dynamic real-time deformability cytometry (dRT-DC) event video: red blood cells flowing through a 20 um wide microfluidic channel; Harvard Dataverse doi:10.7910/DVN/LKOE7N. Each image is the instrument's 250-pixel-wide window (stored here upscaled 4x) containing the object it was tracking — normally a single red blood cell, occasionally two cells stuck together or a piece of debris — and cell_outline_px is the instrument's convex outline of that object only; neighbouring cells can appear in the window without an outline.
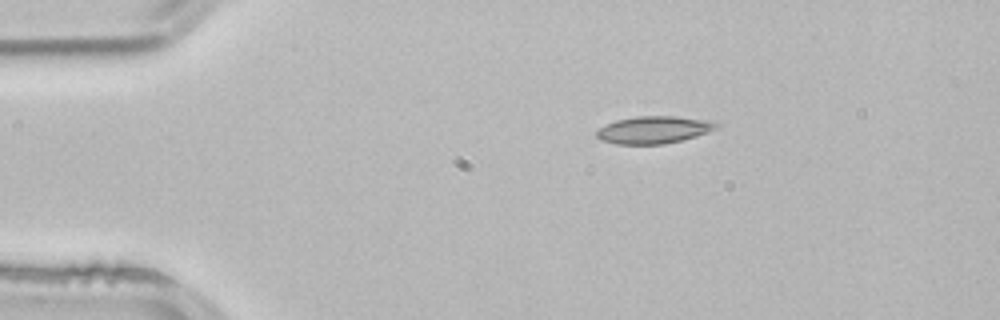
{"species": "common noctule bat (a hibernating species)", "species_latin": "Nyctalus noctula", "temperature_condition": "room temperature", "stored_images_in_passage": 2, "camera_frame_rate_fps": 3000, "um_per_image_px": 0.085, "animal": {"sex": "male", "body_mass_g": 21.5, "forearm_length_mm": 52.0}, "frame": {"image": 1, "passage_image": 1, "time_ms": 0.0, "image_size_px": [1000, 320], "cell_outline_px": [[720, 124], [716, 128], [708, 132], [696, 136], [664, 144], [616, 144], [600, 140], [596, 136], [596, 132], [600, 128], [616, 120], [636, 116], [672, 116], [708, 120]], "centroid_in_image_um": [55.55, 11.03], "position_along_channel_um": 29.4, "area_um2": 18.9}}